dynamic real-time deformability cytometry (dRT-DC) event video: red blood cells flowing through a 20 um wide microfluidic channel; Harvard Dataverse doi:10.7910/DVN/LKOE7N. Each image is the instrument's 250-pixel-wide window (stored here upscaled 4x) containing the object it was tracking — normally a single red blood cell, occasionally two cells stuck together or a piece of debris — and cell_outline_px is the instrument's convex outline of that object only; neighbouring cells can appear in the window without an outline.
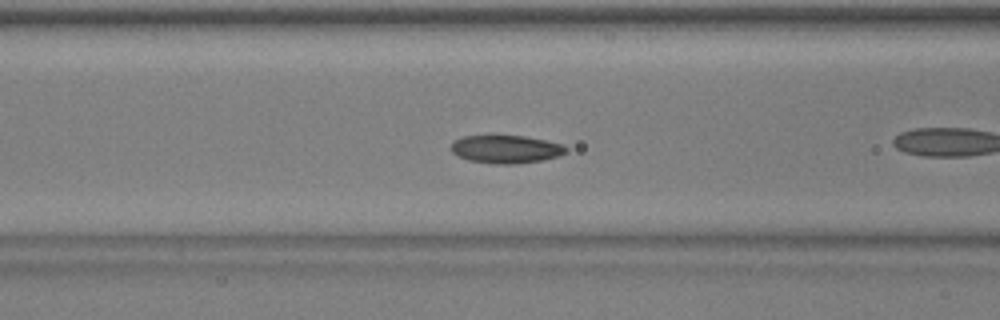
{"species": "common noctule bat (a hibernating species)", "species_latin": "Nyctalus noctula", "temperature_condition": "warm", "stored_images_in_passage": 37, "camera_frame_rate_fps": 3000, "um_per_image_px": 0.085, "animal": {"sex": "male", "body_mass_g": 17.9, "forearm_length_mm": 54.2}, "frame": {"image": 1, "passage_image": 6, "time_ms": 1.667, "image_size_px": [1000, 320], "cell_outline_px": [[568, 152], [560, 156], [544, 160], [512, 164], [492, 164], [468, 160], [452, 152], [448, 148], [452, 140], [464, 136], [524, 136], [564, 144], [568, 148]], "centroid_in_image_um": [43.01, 12.68], "position_along_channel_um": 123.6, "area_um2": 19.02}}
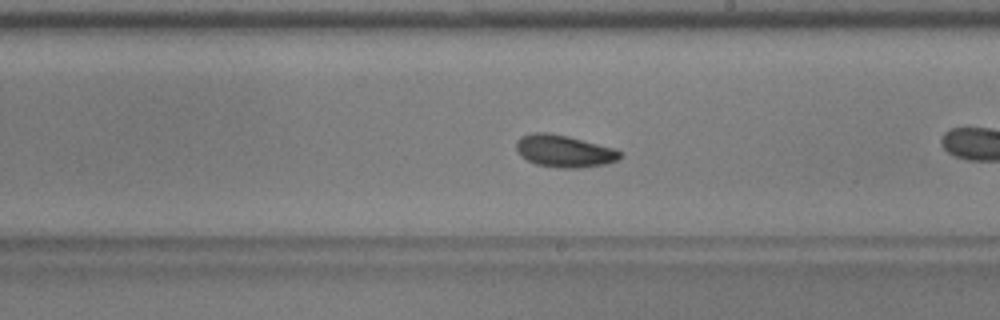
{"frame": {"image": 2, "passage_image": 15, "time_ms": 4.667, "image_size_px": [1000, 320], "cell_outline_px": [[624, 156], [616, 160], [604, 164], [580, 168], [560, 168], [536, 164], [520, 156], [516, 152], [516, 140], [520, 136], [532, 132], [548, 132], [568, 136], [612, 148], [624, 152]], "centroid_in_image_um": [47.92, 12.84], "position_along_channel_um": 241.1, "area_um2": 19.59}, "authors_computed_cell_mechanics": {"area_um2": 18.9006, "velocity_mm_per_s": 3.9161, "shape_relaxation_time_tau1_ms": 1.7054, "shape_relaxation_time_tau2_ms": 5.9406, "deformation_change_tau1": 0.0806, "deformation_change_tau2": 0.1094}}